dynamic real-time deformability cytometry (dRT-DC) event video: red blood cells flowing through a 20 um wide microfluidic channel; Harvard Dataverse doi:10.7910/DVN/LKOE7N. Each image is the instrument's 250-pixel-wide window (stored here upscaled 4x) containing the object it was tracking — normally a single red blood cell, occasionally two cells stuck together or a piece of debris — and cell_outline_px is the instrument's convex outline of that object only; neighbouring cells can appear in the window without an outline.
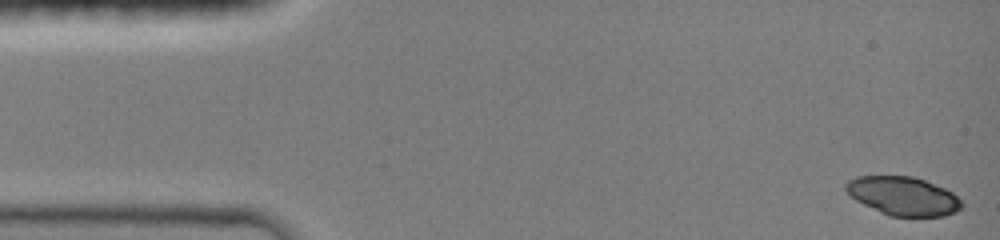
{"species": "common noctule bat (a hibernating species)", "species_latin": "Nyctalus noctula", "temperature_condition": "room temperature", "stored_images_in_passage": 17, "camera_frame_rate_fps": 3000, "um_per_image_px": 0.085, "animal": {"sex": "female", "body_mass_g": 19.0, "forearm_length_mm": 51.5}, "frame": {"image": 1, "passage_image": 1, "time_ms": 0.0, "image_size_px": [1000, 240], "cell_outline_px": [[964, 204], [956, 212], [944, 216], [888, 216], [856, 200], [844, 188], [844, 184], [848, 180], [860, 176], [912, 176], [924, 180], [944, 188], [952, 192]], "centroid_in_image_um": [76.77, 16.66], "position_along_channel_um": 8.2, "area_um2": 25.89}}
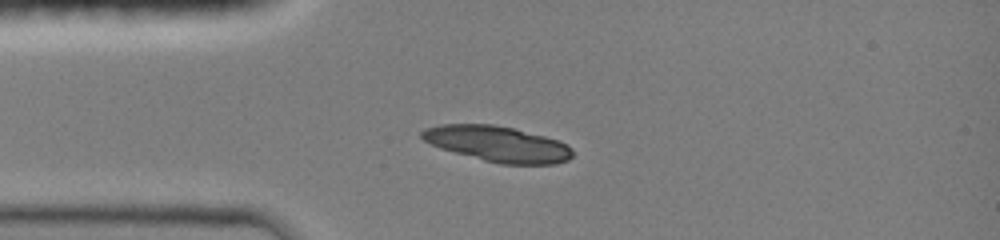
{"frame": {"image": 2, "passage_image": 10, "time_ms": 3.333, "image_size_px": [1000, 240], "cell_outline_px": [[572, 156], [568, 160], [552, 164], [500, 164], [484, 160], [440, 148], [424, 140], [420, 136], [420, 132], [424, 128], [440, 124], [492, 124], [512, 128], [544, 136], [556, 140], [564, 144], [572, 152]], "centroid_in_image_um": [42.24, 12.22], "position_along_channel_um": 42.8, "area_um2": 30.87}}